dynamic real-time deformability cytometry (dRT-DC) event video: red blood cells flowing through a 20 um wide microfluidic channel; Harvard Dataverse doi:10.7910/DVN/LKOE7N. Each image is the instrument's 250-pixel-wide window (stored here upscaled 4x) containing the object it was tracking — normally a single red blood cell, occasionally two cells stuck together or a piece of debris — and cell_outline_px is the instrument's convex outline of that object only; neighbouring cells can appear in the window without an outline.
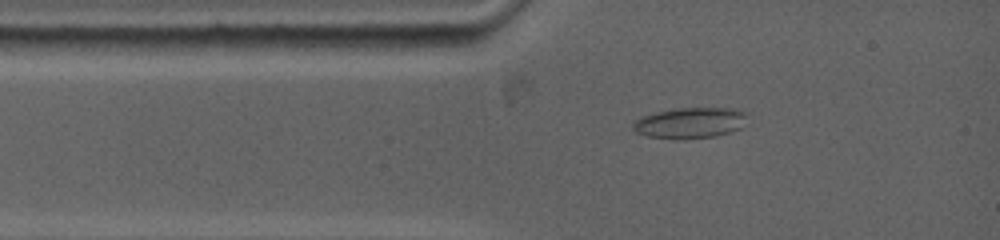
{"species": "common noctule bat (a hibernating species)", "species_latin": "Nyctalus noctula", "temperature_condition": "warm", "stored_images_in_passage": 3, "camera_frame_rate_fps": 5000, "um_per_image_px": 0.085, "animal": {"sex": "female", "body_mass_g": 19.0, "forearm_length_mm": 53.3}, "frame": {"image": 1, "passage_image": 2, "time_ms": 0.8, "image_size_px": [1000, 240], "cell_outline_px": [[744, 116], [740, 128], [732, 132], [716, 136], [684, 140], [672, 140], [648, 136], [636, 132], [632, 128], [632, 120], [640, 116], [656, 112], [676, 108], [736, 108], [744, 112]], "centroid_in_image_um": [58.57, 10.46], "position_along_channel_um": 26.4, "area_um2": 20.81}}